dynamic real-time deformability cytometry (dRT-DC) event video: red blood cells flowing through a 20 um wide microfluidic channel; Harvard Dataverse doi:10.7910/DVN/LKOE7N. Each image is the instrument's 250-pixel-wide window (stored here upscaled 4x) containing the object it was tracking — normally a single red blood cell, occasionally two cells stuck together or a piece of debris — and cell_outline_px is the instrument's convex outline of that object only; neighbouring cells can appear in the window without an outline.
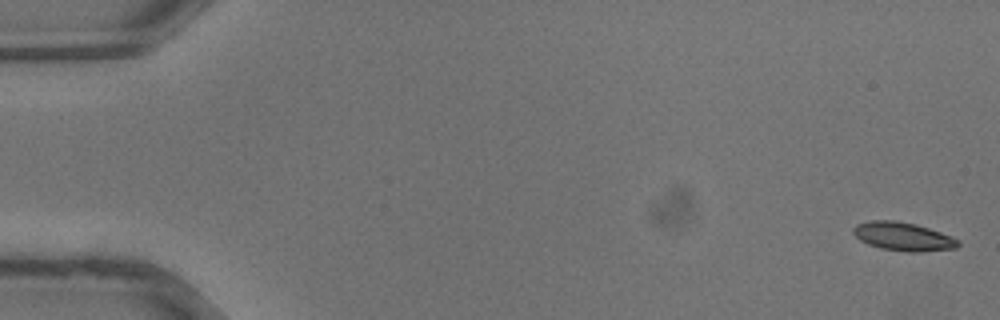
{"species": "common noctule bat (a hibernating species)", "species_latin": "Nyctalus noctula", "temperature_condition": "warm", "stored_images_in_passage": 11, "camera_frame_rate_fps": 3000, "um_per_image_px": 0.085, "animal": {"sex": "male", "body_mass_g": 13.3}, "frame": {"image": 1, "passage_image": 1, "time_ms": 0.0, "image_size_px": [1000, 320], "cell_outline_px": [[960, 244], [956, 248], [924, 252], [908, 252], [880, 248], [868, 244], [860, 240], [852, 232], [852, 228], [856, 224], [872, 220], [896, 220], [916, 224], [952, 236], [960, 240]], "centroid_in_image_um": [76.78, 20.1], "position_along_channel_um": 8.2, "area_um2": 17.57}}
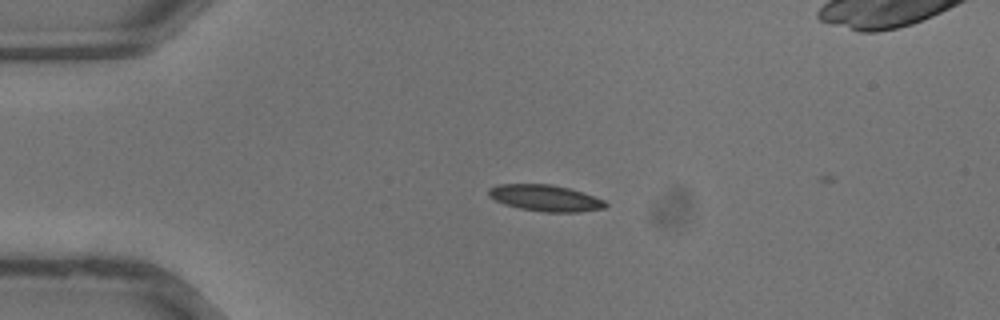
{"frame": {"image": 2, "passage_image": 9, "time_ms": 2.667, "image_size_px": [1000, 320], "cell_outline_px": [[608, 204], [604, 208], [580, 212], [544, 212], [520, 208], [504, 204], [488, 196], [488, 188], [496, 184], [552, 184], [568, 188], [604, 200]], "centroid_in_image_um": [46.31, 16.83], "position_along_channel_um": 38.7, "area_um2": 17.86}}